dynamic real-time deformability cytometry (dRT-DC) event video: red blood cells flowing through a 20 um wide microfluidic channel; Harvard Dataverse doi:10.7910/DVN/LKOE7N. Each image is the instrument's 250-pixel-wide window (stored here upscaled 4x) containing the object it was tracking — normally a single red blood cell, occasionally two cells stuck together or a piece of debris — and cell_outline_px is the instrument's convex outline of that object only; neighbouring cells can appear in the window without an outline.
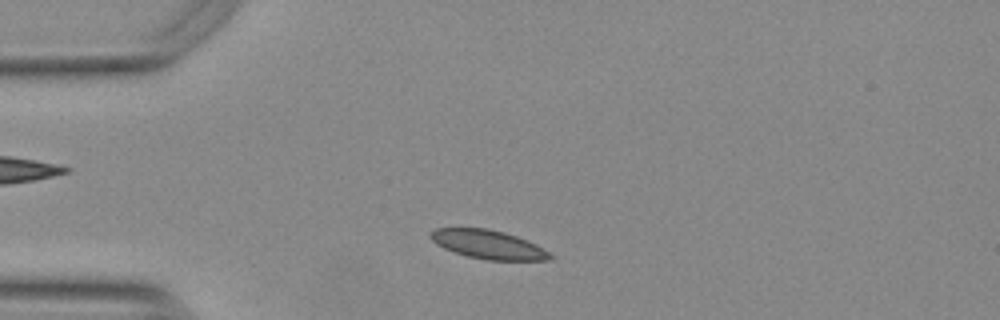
{"species": "Egyptian fruit bat (a non-hibernating species)", "species_latin": "Rousettus aegyptiacus", "temperature_condition": "warm", "stored_images_in_passage": 47, "camera_frame_rate_fps": 3000, "um_per_image_px": 0.085, "animal": {"sex": "female"}, "frame": {"image": 1, "passage_image": 6, "time_ms": 1.667, "image_size_px": [1000, 320], "cell_outline_px": [[552, 260], [488, 260], [468, 256], [444, 248], [436, 244], [428, 236], [436, 228], [488, 228], [504, 232], [516, 236], [536, 244], [544, 248], [552, 256]], "centroid_in_image_um": [41.5, 20.78], "position_along_channel_um": 43.5, "area_um2": 19.88}}
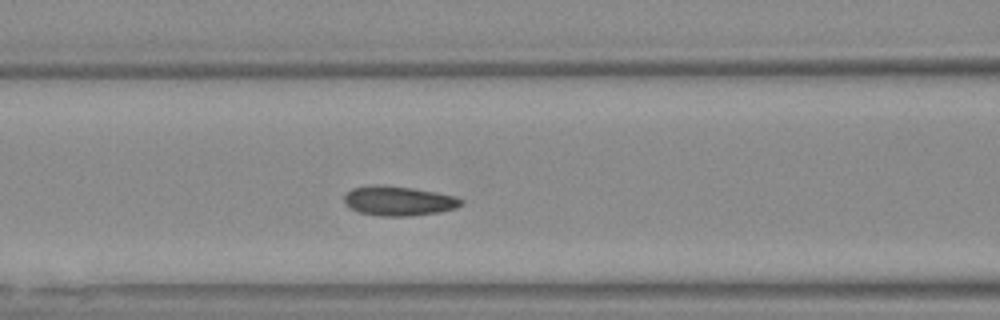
{"frame": {"image": 2, "passage_image": 15, "time_ms": 4.667, "image_size_px": [1000, 320], "cell_outline_px": [[464, 204], [456, 208], [440, 212], [408, 216], [380, 216], [356, 212], [344, 204], [344, 196], [352, 188], [412, 188], [436, 192], [452, 196], [464, 200]], "centroid_in_image_um": [33.93, 17.14], "position_along_channel_um": 132.7, "area_um2": 19.36}}
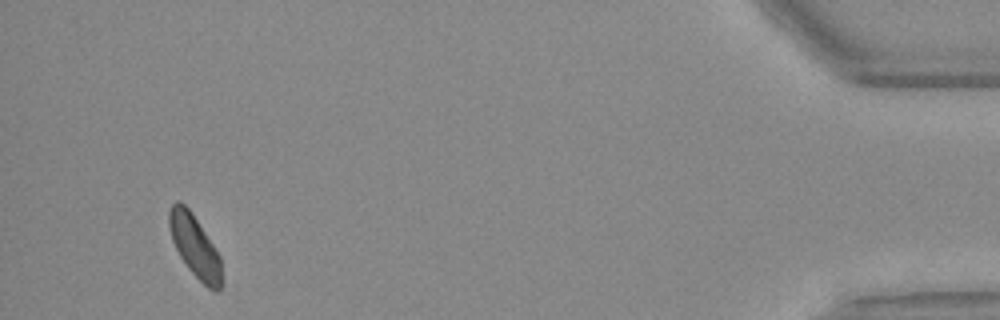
{"frame": {"image": 3, "passage_image": 44, "time_ms": 14.333, "image_size_px": [1000, 320], "cell_outline_px": [[224, 284], [216, 292], [208, 288], [188, 268], [180, 256], [172, 240], [168, 224], [168, 212], [172, 204], [176, 200], [180, 200], [192, 212], [220, 256]], "centroid_in_image_um": [16.57, 20.93], "position_along_channel_um": 418.6, "area_um2": 19.13}}